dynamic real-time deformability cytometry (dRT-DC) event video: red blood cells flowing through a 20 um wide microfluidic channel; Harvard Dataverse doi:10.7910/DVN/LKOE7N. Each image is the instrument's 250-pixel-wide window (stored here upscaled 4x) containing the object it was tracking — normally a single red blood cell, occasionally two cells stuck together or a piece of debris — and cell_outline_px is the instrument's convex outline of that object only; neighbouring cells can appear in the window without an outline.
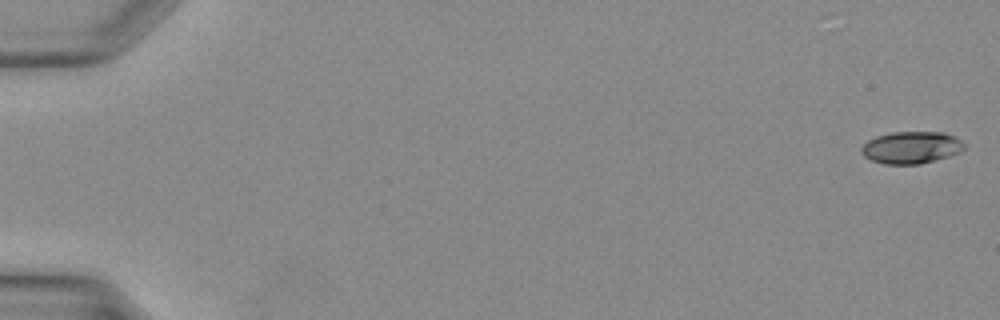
{"species": "Egyptian fruit bat (a non-hibernating species)", "species_latin": "Rousettus aegyptiacus", "temperature_condition": "warm", "stored_images_in_passage": 38, "camera_frame_rate_fps": 3000, "um_per_image_px": 0.085, "animal": {"sex": "female"}, "frame": {"image": 1, "passage_image": 1, "time_ms": 0.0, "image_size_px": [1000, 320], "cell_outline_px": [[964, 148], [960, 152], [948, 156], [920, 164], [884, 164], [872, 160], [864, 156], [860, 152], [860, 148], [868, 140], [876, 136], [892, 132], [944, 132], [960, 140], [964, 144]], "centroid_in_image_um": [77.42, 12.54], "position_along_channel_um": 7.6, "area_um2": 19.13}}
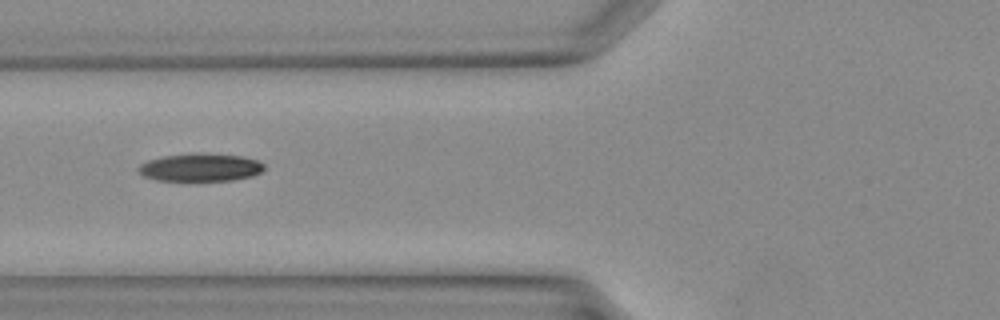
{"frame": {"image": 2, "passage_image": 16, "time_ms": 5.0, "image_size_px": [1000, 320], "cell_outline_px": [[264, 168], [260, 172], [252, 176], [232, 180], [156, 180], [144, 176], [136, 168], [140, 164], [148, 160], [164, 156], [240, 156], [256, 160], [264, 164]], "centroid_in_image_um": [17.01, 14.28], "position_along_channel_um": 108.8, "area_um2": 19.19}}
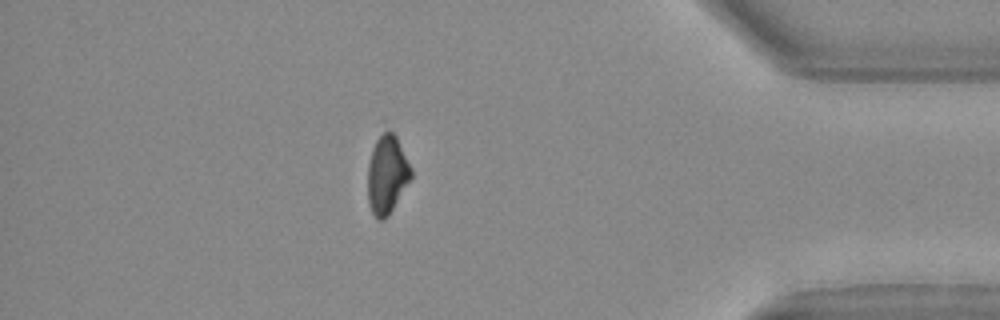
{"frame": {"image": 3, "passage_image": 34, "time_ms": 11.0, "image_size_px": [1000, 320], "cell_outline_px": [[412, 176], [388, 216], [384, 220], [376, 220], [368, 204], [368, 164], [372, 148], [376, 140], [384, 132], [392, 132], [396, 136], [412, 168]], "centroid_in_image_um": [32.88, 14.87], "position_along_channel_um": 402.3, "area_um2": 19.65}}